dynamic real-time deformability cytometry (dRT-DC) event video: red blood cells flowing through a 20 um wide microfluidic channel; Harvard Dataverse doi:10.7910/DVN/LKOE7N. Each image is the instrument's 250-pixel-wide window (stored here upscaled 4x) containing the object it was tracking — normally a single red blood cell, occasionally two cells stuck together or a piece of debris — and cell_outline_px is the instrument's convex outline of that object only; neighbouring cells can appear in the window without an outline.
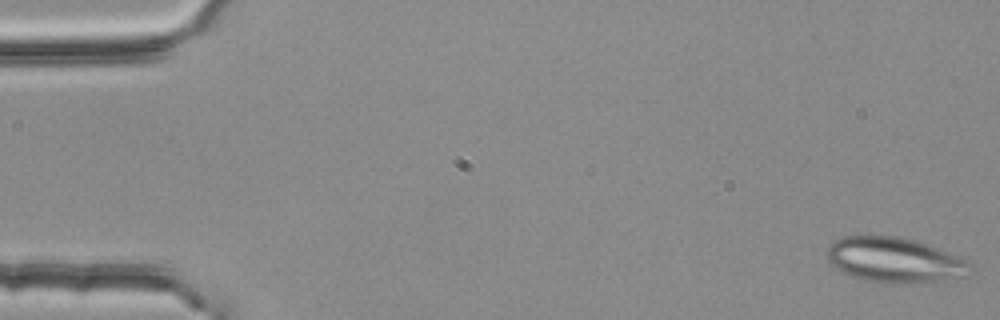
{"species": "common noctule bat (a hibernating species)", "species_latin": "Nyctalus noctula", "temperature_condition": "room temperature", "stored_images_in_passage": 52, "camera_frame_rate_fps": 3000, "um_per_image_px": 0.085, "animal": {"sex": "female", "body_mass_g": 25.1}, "frame": {"image": 1, "passage_image": 1, "time_ms": 0.0, "image_size_px": [1000, 320], "cell_outline_px": [[972, 264], [964, 276], [940, 280], [904, 284], [888, 284], [864, 280], [840, 272], [828, 264], [828, 244], [844, 236], [868, 232], [900, 236], [916, 240], [968, 260]], "centroid_in_image_um": [75.94, 22.06], "position_along_channel_um": 9.1, "area_um2": 38.55}}
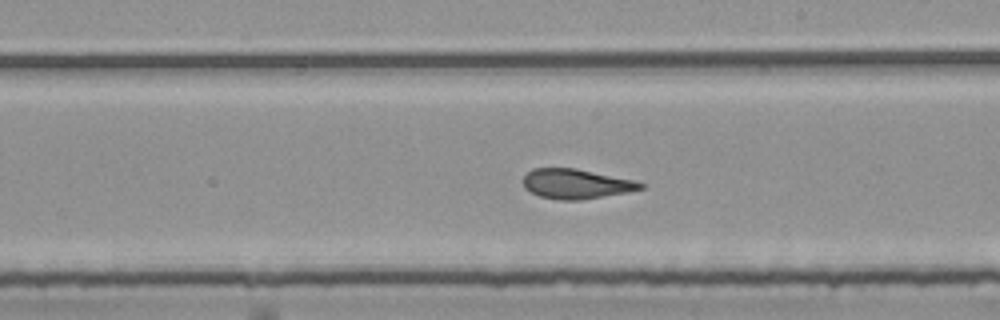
{"frame": {"image": 2, "passage_image": 31, "time_ms": 10.0, "image_size_px": [1000, 320], "cell_outline_px": [[644, 188], [628, 192], [580, 200], [560, 200], [540, 196], [524, 188], [524, 176], [532, 168], [576, 168], [636, 180], [644, 184]], "centroid_in_image_um": [48.99, 15.62], "position_along_channel_um": 240.0, "area_um2": 20.35}}
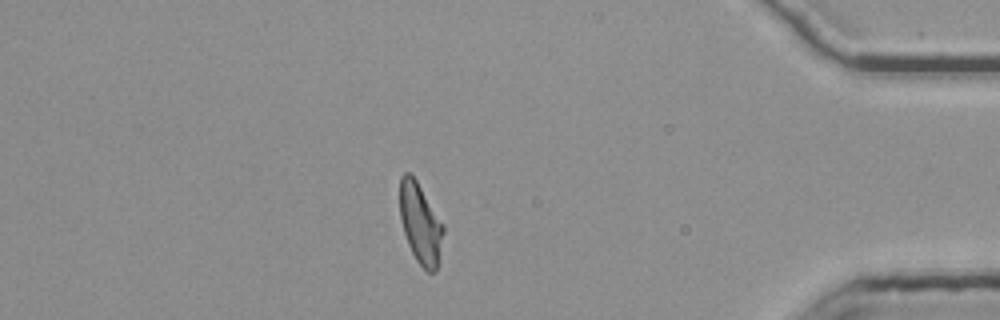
{"frame": {"image": 3, "passage_image": 47, "time_ms": 15.333, "image_size_px": [1000, 320], "cell_outline_px": [[444, 232], [436, 272], [428, 272], [416, 260], [408, 244], [404, 232], [400, 216], [400, 176], [404, 172], [408, 172], [416, 180], [444, 224]], "centroid_in_image_um": [35.74, 19.0], "position_along_channel_um": 399.5, "area_um2": 20.23}, "authors_computed_cell_mechanics": {"area_um2": 21.386, "velocity_mm_per_s": 3.7748, "shape_relaxation_time_tau1_ms": null, "shape_relaxation_time_tau2_ms": 1.7024, "deformation_change_tau1": null, "deformation_change_tau2": 0.0973}}